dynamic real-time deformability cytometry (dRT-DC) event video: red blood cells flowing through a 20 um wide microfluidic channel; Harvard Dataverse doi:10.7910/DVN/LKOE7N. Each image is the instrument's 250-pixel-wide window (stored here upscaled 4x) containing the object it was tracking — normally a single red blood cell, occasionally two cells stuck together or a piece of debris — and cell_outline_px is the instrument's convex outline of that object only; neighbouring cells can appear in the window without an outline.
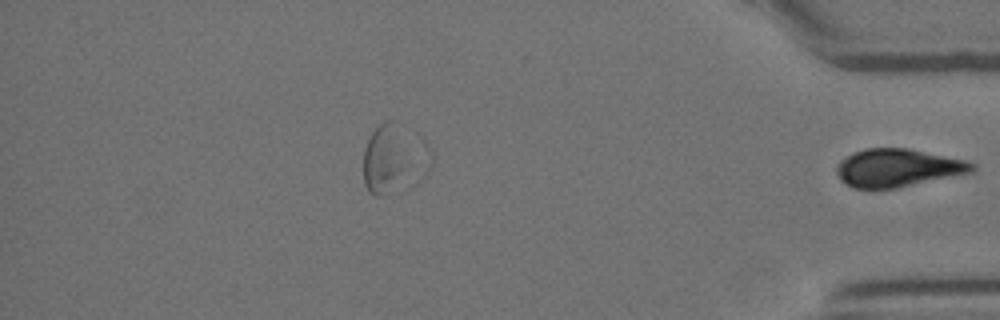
{"species": "Egyptian fruit bat (a non-hibernating species)", "species_latin": "Rousettus aegyptiacus", "temperature_condition": "room temperature", "stored_images_in_passage": 39, "segment_of_instrument_passage": [2, 2], "camera_frame_rate_fps": 3000, "um_per_image_px": 0.085, "animal": {"sex": "female"}, "frame": {"image": 1, "passage_image": 39, "time_ms": 12.667, "image_size_px": [1000, 320], "cell_outline_px": [[976, 168], [972, 172], [896, 188], [852, 188], [840, 180], [836, 172], [836, 164], [840, 160], [856, 152], [868, 148], [908, 148], [968, 160], [976, 164]], "centroid_in_image_um": [76.32, 14.26], "position_along_channel_um": 358.9, "area_um2": 29.94}}